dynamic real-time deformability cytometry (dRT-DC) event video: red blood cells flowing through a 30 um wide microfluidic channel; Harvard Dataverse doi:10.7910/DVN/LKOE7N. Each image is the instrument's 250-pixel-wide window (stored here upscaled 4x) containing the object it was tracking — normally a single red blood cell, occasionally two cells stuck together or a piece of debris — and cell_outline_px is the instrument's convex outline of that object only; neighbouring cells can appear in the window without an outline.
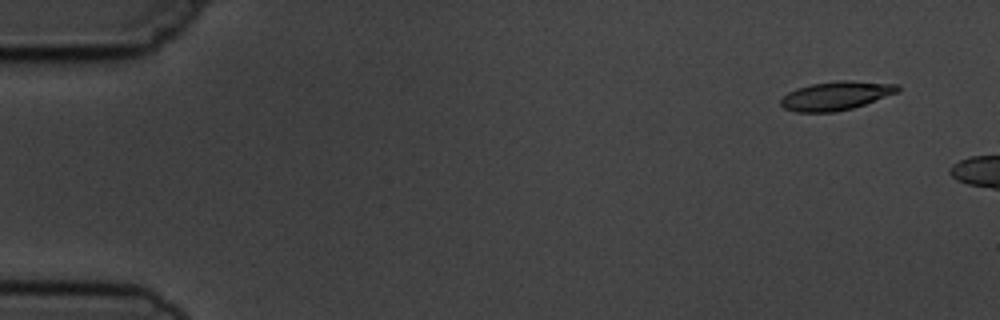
{"species": "common noctule bat (a hibernating species)", "species_latin": "Nyctalus noctula", "temperature_condition": "cold", "stored_images_in_passage": 3, "camera_frame_rate_fps": 3000, "um_per_image_px": 0.085, "animal": {"sex": "male", "body_mass_g": 19.5, "forearm_length_mm": 54.6}, "frame": {"image": 1, "passage_image": 1, "time_ms": 0.0, "image_size_px": [1000, 320], "cell_outline_px": [[900, 92], [852, 108], [836, 112], [796, 112], [784, 108], [780, 104], [780, 100], [788, 92], [796, 88], [812, 84], [836, 80], [848, 80], [900, 84]], "centroid_in_image_um": [71.08, 8.13], "position_along_channel_um": 13.9, "area_um2": 19.71}}